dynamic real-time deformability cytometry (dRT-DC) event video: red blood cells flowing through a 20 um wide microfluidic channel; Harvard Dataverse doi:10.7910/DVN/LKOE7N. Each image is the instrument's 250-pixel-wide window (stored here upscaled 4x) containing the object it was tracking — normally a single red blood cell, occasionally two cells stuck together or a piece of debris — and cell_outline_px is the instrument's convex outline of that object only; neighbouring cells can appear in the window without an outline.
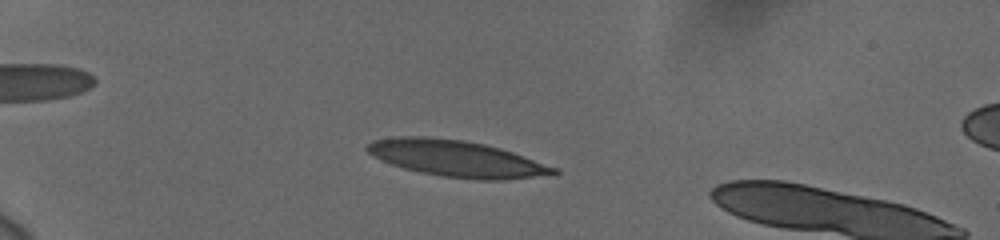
{"species": "human", "species_latin": "Homo sapiens", "temperature_condition": "cold", "stored_images_in_passage": 51, "camera_frame_rate_fps": 3000, "um_per_image_px": 0.085, "donor": {"sex": "female"}, "frame": {"image": 1, "passage_image": 11, "time_ms": 3.333, "image_size_px": [1000, 240], "cell_outline_px": [[560, 172], [532, 176], [500, 180], [480, 180], [444, 176], [420, 172], [404, 168], [392, 164], [372, 156], [364, 148], [372, 140], [400, 136], [424, 136], [464, 140], [484, 144], [500, 148], [560, 168]], "centroid_in_image_um": [38.77, 13.46], "position_along_channel_um": 46.2, "area_um2": 39.19}}
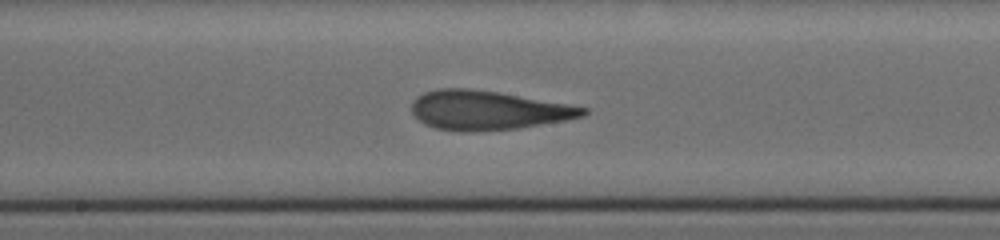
{"frame": {"image": 2, "passage_image": 28, "time_ms": 9.0, "image_size_px": [1000, 240], "cell_outline_px": [[588, 112], [584, 116], [568, 120], [516, 128], [472, 132], [460, 132], [436, 128], [424, 124], [412, 112], [412, 104], [416, 96], [424, 92], [440, 88], [468, 88], [496, 92], [568, 104], [588, 108]], "centroid_in_image_um": [41.45, 9.38], "position_along_channel_um": 206.7, "area_um2": 38.96}}
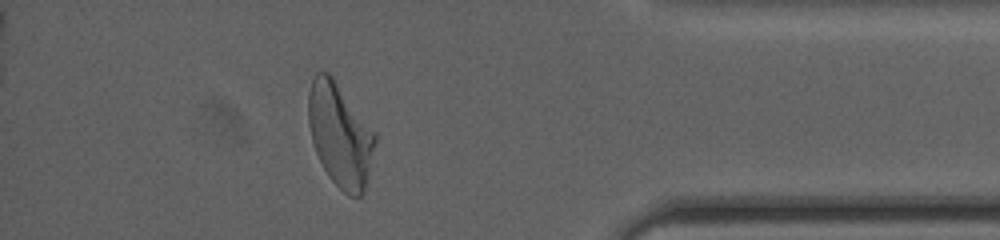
{"frame": {"image": 3, "passage_image": 46, "time_ms": 15.0, "image_size_px": [1000, 240], "cell_outline_px": [[376, 140], [364, 192], [360, 196], [348, 196], [328, 176], [316, 152], [312, 140], [308, 124], [308, 96], [312, 80], [316, 72], [328, 72], [332, 76], [376, 132]], "centroid_in_image_um": [28.9, 11.46], "position_along_channel_um": 406.3, "area_um2": 39.94}, "authors_computed_cell_mechanics": {"area_um2": 38.9572, "velocity_mm_per_s": 3.7321, "shape_relaxation_time_tau1_ms": 6.8641, "shape_relaxation_time_tau2_ms": 1.5899, "deformation_change_tau1": 0.2325, "deformation_change_tau2": 0.1116}}